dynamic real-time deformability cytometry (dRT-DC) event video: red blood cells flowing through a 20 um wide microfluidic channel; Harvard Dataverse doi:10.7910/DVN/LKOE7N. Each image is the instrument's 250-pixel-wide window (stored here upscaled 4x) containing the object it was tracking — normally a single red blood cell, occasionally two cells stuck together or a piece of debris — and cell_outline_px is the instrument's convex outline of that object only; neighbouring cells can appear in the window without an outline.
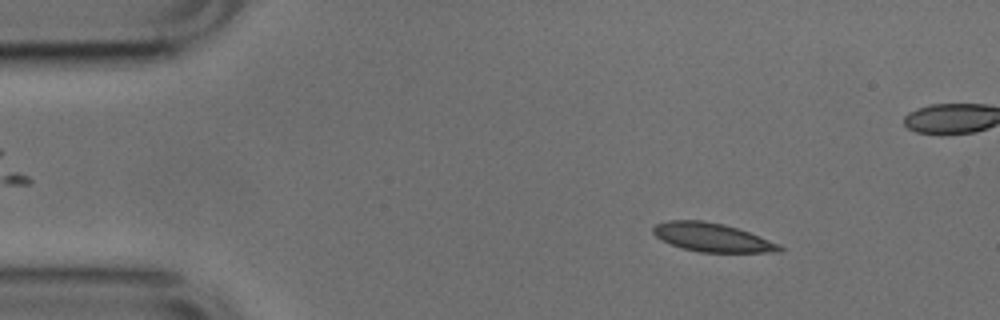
{"species": "common noctule bat (a hibernating species)", "species_latin": "Nyctalus noctula", "temperature_condition": "cold", "stored_images_in_passage": 51, "camera_frame_rate_fps": 3000, "um_per_image_px": 0.085, "animal": {"sex": "male", "body_mass_g": 17.9, "forearm_length_mm": 54.2}, "frame": {"image": 1, "passage_image": 6, "time_ms": 1.667, "image_size_px": [1000, 320], "cell_outline_px": [[780, 248], [760, 252], [704, 252], [684, 248], [672, 244], [656, 236], [652, 232], [652, 228], [656, 224], [672, 220], [700, 220], [720, 224], [736, 228], [748, 232], [776, 244]], "centroid_in_image_um": [60.39, 20.16], "position_along_channel_um": 24.6, "area_um2": 19.94}}
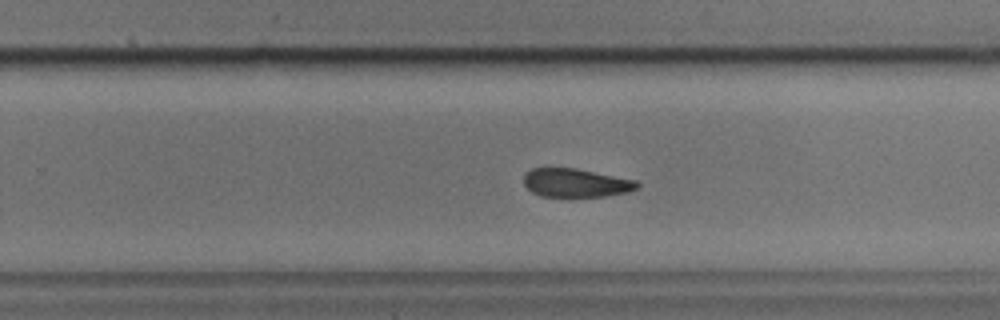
{"frame": {"image": 2, "passage_image": 31, "time_ms": 10.0, "image_size_px": [1000, 320], "cell_outline_px": [[640, 184], [636, 188], [624, 192], [600, 196], [544, 196], [528, 188], [524, 184], [524, 176], [532, 168], [572, 168], [632, 180]], "centroid_in_image_um": [48.88, 15.54], "position_along_channel_um": 280.9, "area_um2": 17.92}}
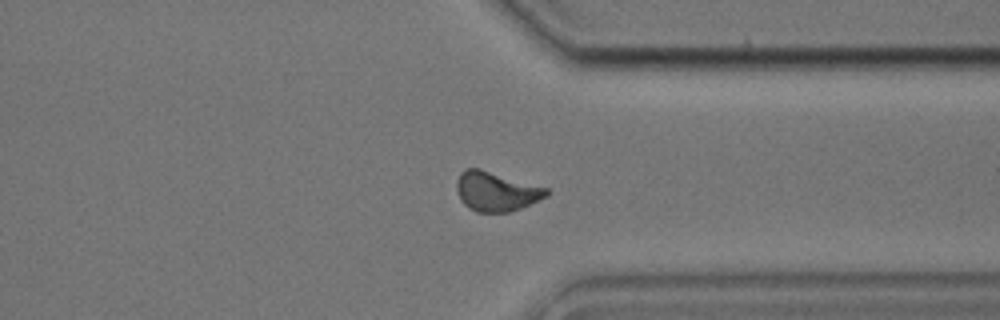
{"frame": {"image": 3, "passage_image": 38, "time_ms": 12.333, "image_size_px": [1000, 320], "cell_outline_px": [[548, 192], [544, 196], [528, 204], [508, 212], [480, 212], [464, 204], [460, 196], [456, 184], [460, 176], [468, 168], [476, 168], [548, 188]], "centroid_in_image_um": [42.17, 16.27], "position_along_channel_um": 369.2, "area_um2": 19.54}, "authors_computed_cell_mechanics": {"area_um2": 18.9006, "velocity_mm_per_s": 3.8375, "shape_relaxation_time_tau1_ms": 9.2882, "shape_relaxation_time_tau2_ms": 3.6854, "deformation_change_tau1": 0.1944, "deformation_change_tau2": 0.0895}}